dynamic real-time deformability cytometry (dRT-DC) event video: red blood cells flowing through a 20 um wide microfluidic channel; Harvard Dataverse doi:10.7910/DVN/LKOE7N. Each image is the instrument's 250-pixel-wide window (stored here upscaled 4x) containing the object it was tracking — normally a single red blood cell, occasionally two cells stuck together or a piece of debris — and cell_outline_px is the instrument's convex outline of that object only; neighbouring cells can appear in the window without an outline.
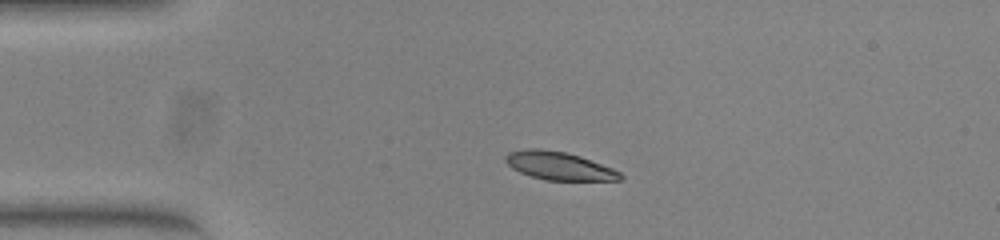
{"species": "common noctule bat (a hibernating species)", "species_latin": "Nyctalus noctula", "temperature_condition": "warm", "stored_images_in_passage": 43, "camera_frame_rate_fps": 3000, "um_per_image_px": 0.085, "animal": {"sex": "female", "body_mass_g": 23.0, "forearm_length_mm": 53.4}, "frame": {"image": 1, "passage_image": 1, "time_ms": 0.0, "image_size_px": [1000, 240], "cell_outline_px": [[624, 176], [620, 180], [544, 180], [520, 172], [512, 168], [504, 160], [504, 156], [508, 152], [532, 148], [540, 148], [564, 152], [580, 156], [612, 168], [620, 172]], "centroid_in_image_um": [47.5, 14.09], "position_along_channel_um": 37.5, "area_um2": 18.67}}
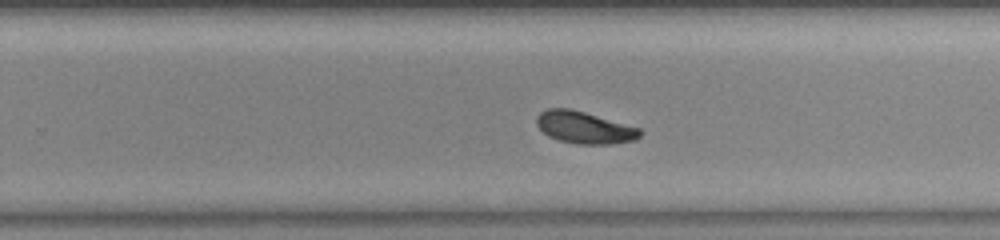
{"frame": {"image": 2, "passage_image": 23, "time_ms": 7.333, "image_size_px": [1000, 240], "cell_outline_px": [[640, 136], [636, 140], [612, 144], [576, 144], [560, 140], [548, 136], [536, 124], [536, 116], [540, 112], [548, 108], [572, 108], [640, 128]], "centroid_in_image_um": [49.66, 10.83], "position_along_channel_um": 280.1, "area_um2": 19.36}}
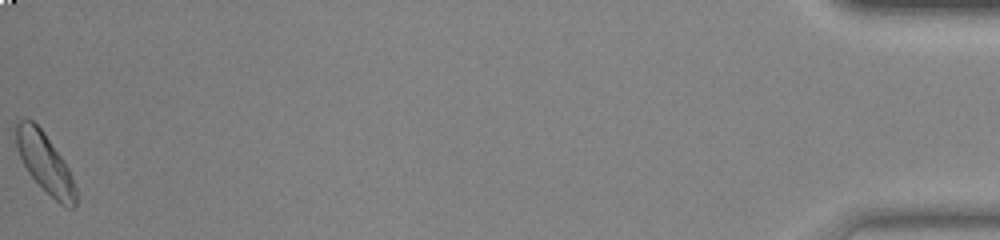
{"frame": {"image": 3, "passage_image": 43, "time_ms": 14.0, "image_size_px": [1000, 240], "cell_outline_px": [[76, 204], [72, 208], [68, 208], [60, 204], [28, 172], [20, 156], [16, 144], [16, 124], [20, 120], [32, 120], [44, 132], [64, 160], [72, 176], [76, 188]], "centroid_in_image_um": [3.85, 13.85], "position_along_channel_um": 431.4, "area_um2": 20.23}, "authors_computed_cell_mechanics": {"area_um2": 19.5942, "velocity_mm_per_s": 3.7959, "shape_relaxation_time_tau1_ms": 6.5493, "shape_relaxation_time_tau2_ms": null, "deformation_change_tau1": 0.1924, "deformation_change_tau2": null}}